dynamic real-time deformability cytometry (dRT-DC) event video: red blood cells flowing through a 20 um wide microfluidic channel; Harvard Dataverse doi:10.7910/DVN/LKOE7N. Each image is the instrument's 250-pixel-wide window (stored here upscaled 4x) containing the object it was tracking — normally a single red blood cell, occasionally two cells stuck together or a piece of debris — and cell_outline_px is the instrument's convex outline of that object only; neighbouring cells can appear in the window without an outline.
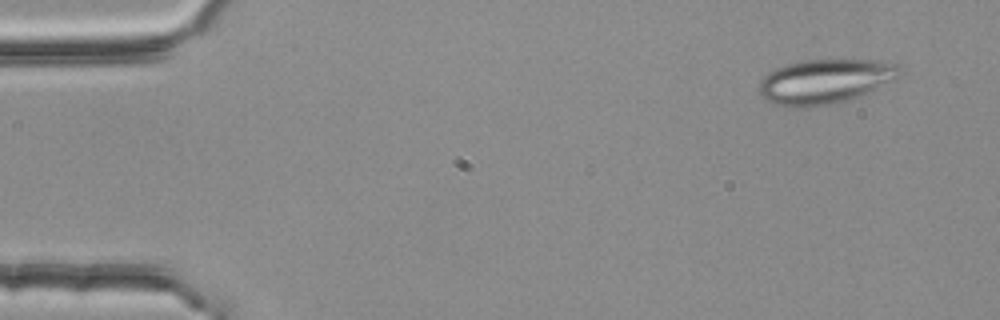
{"species": "common noctule bat (a hibernating species)", "species_latin": "Nyctalus noctula", "temperature_condition": "room temperature", "stored_images_in_passage": 5, "camera_frame_rate_fps": 3000, "um_per_image_px": 0.085, "animal": {"sex": "female", "body_mass_g": 25.1}, "frame": {"image": 1, "passage_image": 1, "time_ms": 0.0, "image_size_px": [1000, 320], "cell_outline_px": [[904, 72], [896, 80], [848, 100], [836, 104], [808, 108], [792, 108], [776, 104], [764, 100], [760, 96], [760, 80], [768, 72], [776, 68], [788, 64], [804, 60], [884, 60], [900, 64]], "centroid_in_image_um": [70.17, 6.93], "position_along_channel_um": 14.8, "area_um2": 37.17}}
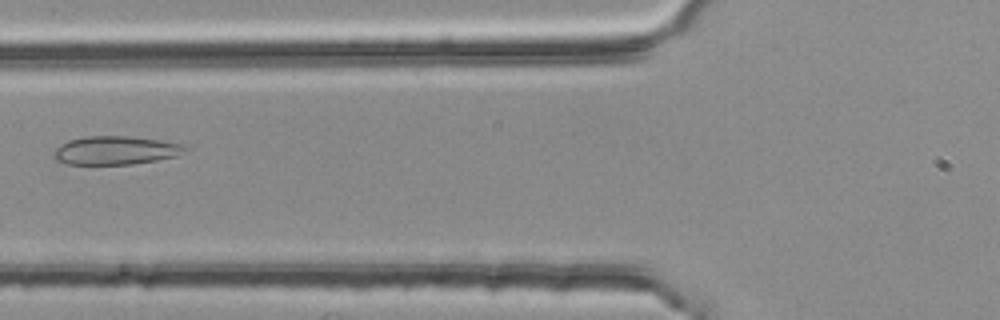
{"frame": {"image": 2, "passage_image": 5, "time_ms": 1.333, "image_size_px": [1000, 320], "cell_outline_px": [[192, 148], [176, 156], [156, 160], [132, 164], [68, 164], [56, 160], [52, 156], [56, 148], [60, 144], [68, 140], [84, 136], [128, 136], [160, 140], [184, 144]], "centroid_in_image_um": [9.85, 12.77], "position_along_channel_um": 116.0, "area_um2": 21.96}}